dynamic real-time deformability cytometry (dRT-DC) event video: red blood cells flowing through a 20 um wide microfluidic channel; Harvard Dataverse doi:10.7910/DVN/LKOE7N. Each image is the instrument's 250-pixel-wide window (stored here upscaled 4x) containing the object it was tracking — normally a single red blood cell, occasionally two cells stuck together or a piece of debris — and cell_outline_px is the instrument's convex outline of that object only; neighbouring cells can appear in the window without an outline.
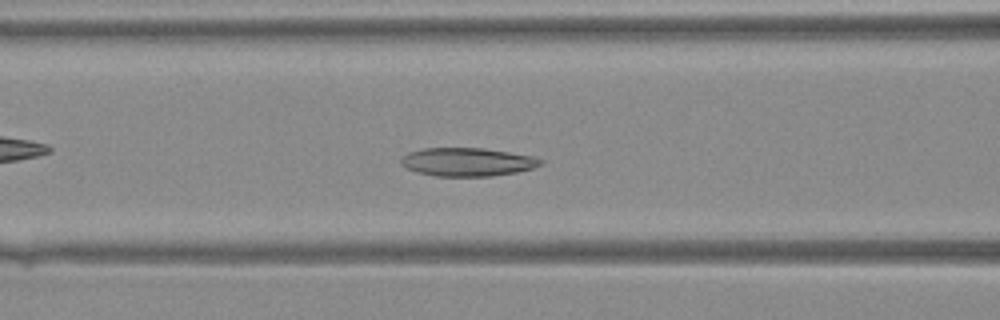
{"species": "Egyptian fruit bat (a non-hibernating species)", "species_latin": "Rousettus aegyptiacus", "temperature_condition": "warm", "stored_images_in_passage": 41, "camera_frame_rate_fps": 3000, "um_per_image_px": 0.085, "animal": {"sex": "female"}, "frame": {"image": 1, "passage_image": 17, "time_ms": 5.333, "image_size_px": [1000, 320], "cell_outline_px": [[544, 164], [532, 168], [516, 172], [492, 176], [436, 176], [420, 172], [408, 168], [400, 164], [400, 160], [408, 152], [424, 148], [484, 148], [532, 156], [544, 160]], "centroid_in_image_um": [39.75, 13.76], "position_along_channel_um": 126.8, "area_um2": 22.95}}
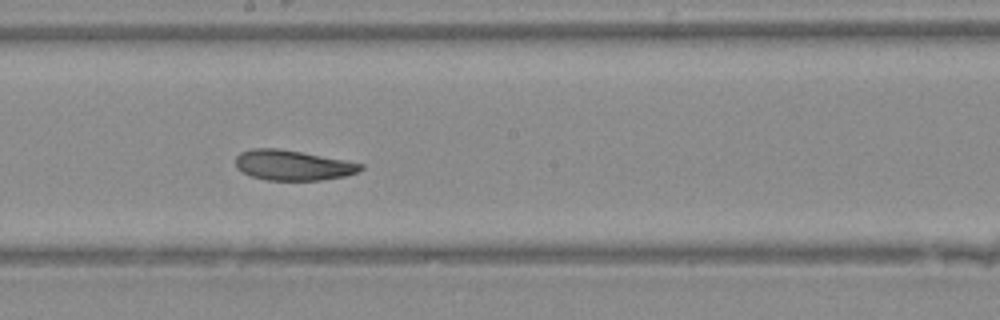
{"frame": {"image": 2, "passage_image": 23, "time_ms": 7.333, "image_size_px": [1000, 320], "cell_outline_px": [[364, 168], [356, 172], [344, 176], [320, 180], [268, 180], [252, 176], [236, 168], [236, 156], [240, 152], [252, 148], [276, 148], [300, 152], [344, 160], [364, 164]], "centroid_in_image_um": [24.86, 14.04], "position_along_channel_um": 223.3, "area_um2": 21.73}}
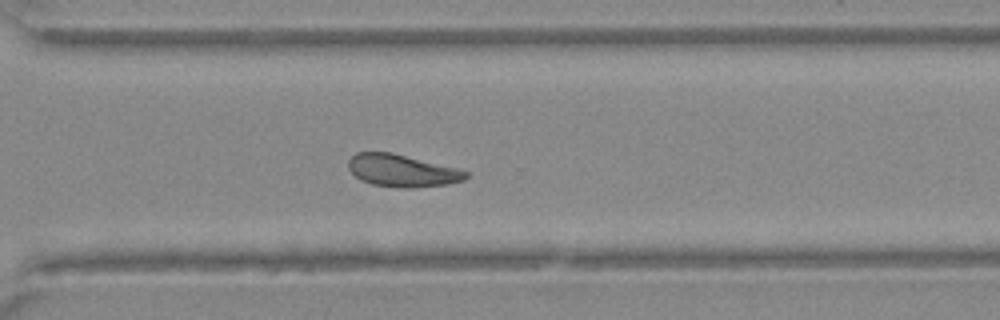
{"frame": {"image": 3, "passage_image": 30, "time_ms": 9.667, "image_size_px": [1000, 320], "cell_outline_px": [[468, 176], [464, 180], [448, 184], [412, 188], [400, 188], [372, 184], [360, 180], [348, 168], [348, 160], [356, 152], [392, 152], [456, 168], [468, 172]], "centroid_in_image_um": [34.16, 14.51], "position_along_channel_um": 336.4, "area_um2": 22.08}}